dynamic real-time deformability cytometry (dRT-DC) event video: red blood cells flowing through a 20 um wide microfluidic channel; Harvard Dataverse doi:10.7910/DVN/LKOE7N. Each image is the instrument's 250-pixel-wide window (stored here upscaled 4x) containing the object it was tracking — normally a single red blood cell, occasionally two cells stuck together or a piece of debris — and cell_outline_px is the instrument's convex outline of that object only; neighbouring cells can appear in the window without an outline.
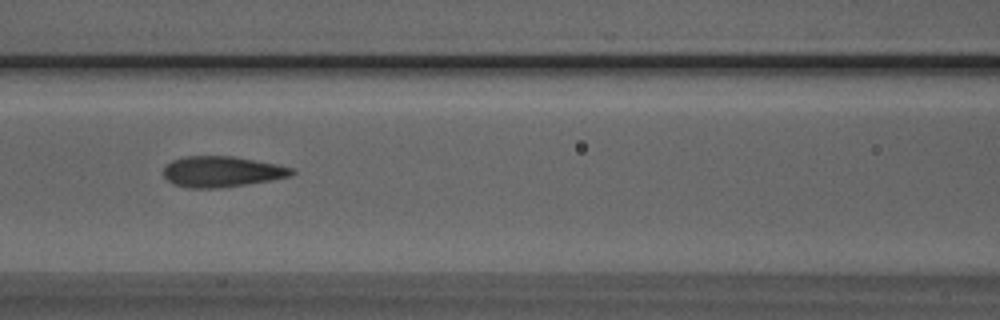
{"species": "Egyptian fruit bat (a non-hibernating species)", "species_latin": "Rousettus aegyptiacus", "temperature_condition": "room temperature", "stored_images_in_passage": 23, "camera_frame_rate_fps": 3000, "um_per_image_px": 0.085, "animal": {"sex": "male"}, "frame": {"image": 1, "passage_image": 8, "time_ms": 2.333, "image_size_px": [1000, 320], "cell_outline_px": [[296, 172], [292, 176], [272, 180], [224, 188], [188, 188], [172, 184], [164, 176], [164, 164], [172, 160], [184, 156], [232, 156], [280, 164], [292, 168]], "centroid_in_image_um": [18.87, 14.59], "position_along_channel_um": 147.7, "area_um2": 23.41}}
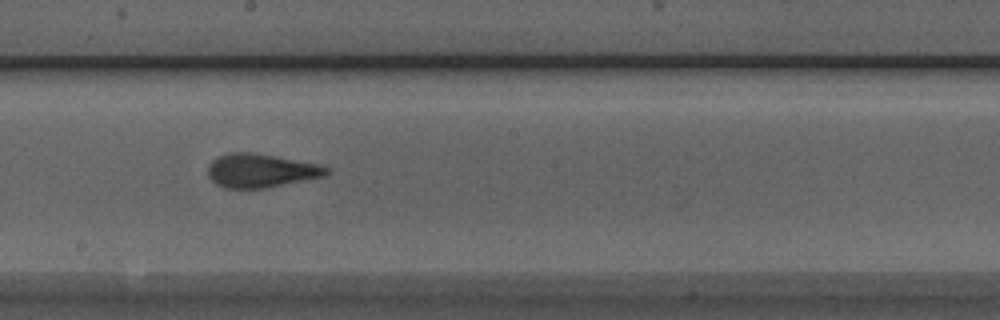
{"frame": {"image": 2, "passage_image": 14, "time_ms": 4.333, "image_size_px": [1000, 320], "cell_outline_px": [[332, 172], [324, 176], [264, 188], [224, 188], [216, 184], [208, 176], [208, 164], [216, 156], [228, 152], [252, 152], [320, 164], [328, 168]], "centroid_in_image_um": [22.14, 14.49], "position_along_channel_um": 226.1, "area_um2": 23.35}}
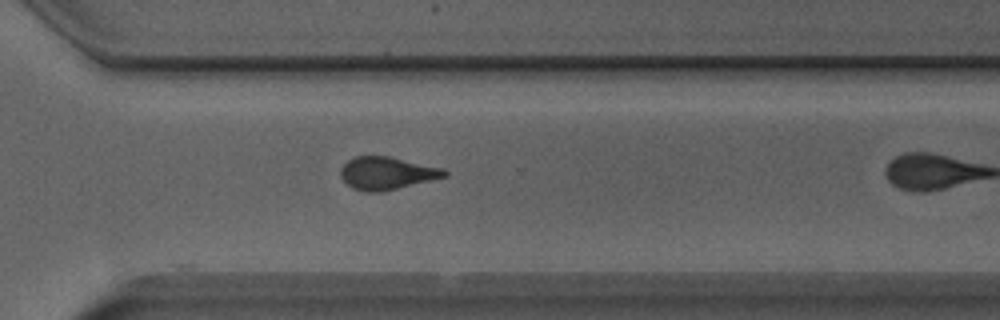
{"frame": {"image": 3, "passage_image": 19, "time_ms": 6.0, "image_size_px": [1000, 320], "cell_outline_px": [[448, 176], [380, 192], [364, 192], [352, 188], [340, 176], [340, 168], [348, 160], [356, 156], [388, 156], [444, 168], [448, 172]], "centroid_in_image_um": [32.87, 14.72], "position_along_channel_um": 337.7, "area_um2": 19.71}}